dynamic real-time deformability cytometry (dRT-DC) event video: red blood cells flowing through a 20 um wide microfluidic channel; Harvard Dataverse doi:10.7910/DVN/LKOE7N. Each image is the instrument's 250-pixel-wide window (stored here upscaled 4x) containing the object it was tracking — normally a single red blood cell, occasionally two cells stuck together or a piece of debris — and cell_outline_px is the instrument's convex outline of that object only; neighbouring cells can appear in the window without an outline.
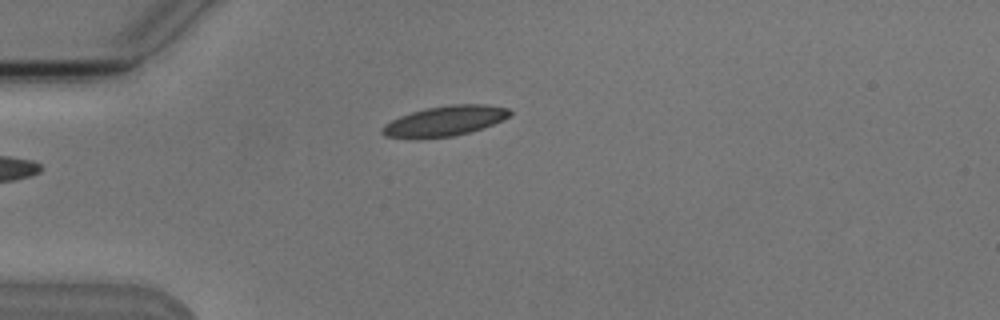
{"species": "Egyptian fruit bat (a non-hibernating species)", "species_latin": "Rousettus aegyptiacus", "temperature_condition": "cold", "stored_images_in_passage": 5, "camera_frame_rate_fps": 3000, "um_per_image_px": 0.085, "animal": {"sex": "male"}, "frame": {"image": 1, "passage_image": 5, "time_ms": 5.667, "image_size_px": [1000, 320], "cell_outline_px": [[512, 112], [508, 116], [492, 124], [468, 132], [452, 136], [384, 136], [380, 132], [380, 128], [384, 124], [400, 116], [424, 108], [452, 104], [488, 104], [508, 108]], "centroid_in_image_um": [37.82, 10.23], "position_along_channel_um": 47.2, "area_um2": 21.62}}